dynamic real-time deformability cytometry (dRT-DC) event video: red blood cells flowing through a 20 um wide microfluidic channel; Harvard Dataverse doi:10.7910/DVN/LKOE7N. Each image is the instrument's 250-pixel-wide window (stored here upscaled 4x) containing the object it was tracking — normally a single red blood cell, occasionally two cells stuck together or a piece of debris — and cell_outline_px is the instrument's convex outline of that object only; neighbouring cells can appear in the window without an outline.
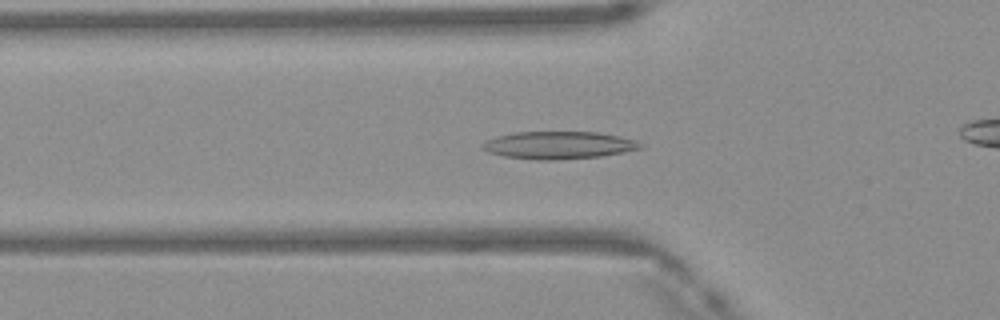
{"species": "Egyptian fruit bat (a non-hibernating species)", "species_latin": "Rousettus aegyptiacus", "temperature_condition": "warm", "stored_images_in_passage": 49, "camera_frame_rate_fps": 3000, "um_per_image_px": 0.085, "frame": {"image": 1, "passage_image": 16, "time_ms": 5.0, "image_size_px": [1000, 320], "cell_outline_px": [[644, 148], [624, 152], [600, 156], [556, 160], [540, 160], [504, 156], [488, 152], [484, 148], [484, 144], [488, 140], [496, 136], [516, 132], [600, 132], [636, 140], [644, 144]], "centroid_in_image_um": [47.56, 12.34], "position_along_channel_um": 78.2, "area_um2": 25.2}}
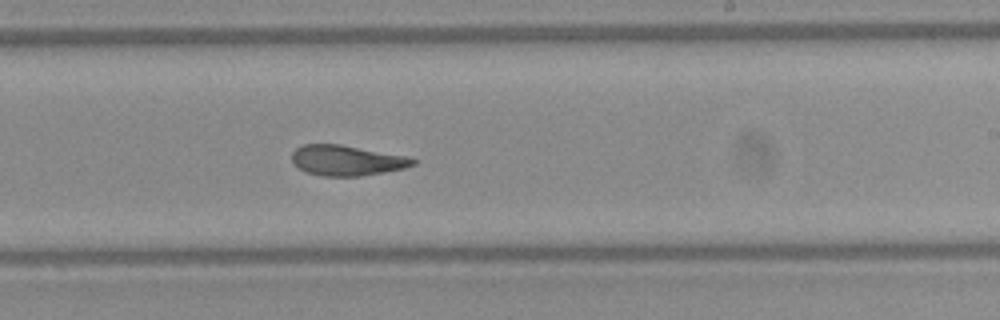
{"frame": {"image": 2, "passage_image": 29, "time_ms": 9.333, "image_size_px": [1000, 320], "cell_outline_px": [[416, 164], [404, 168], [384, 172], [360, 176], [324, 176], [308, 172], [292, 164], [292, 152], [296, 148], [304, 144], [340, 144], [408, 156], [416, 160]], "centroid_in_image_um": [29.48, 13.63], "position_along_channel_um": 259.5, "area_um2": 21.39}}
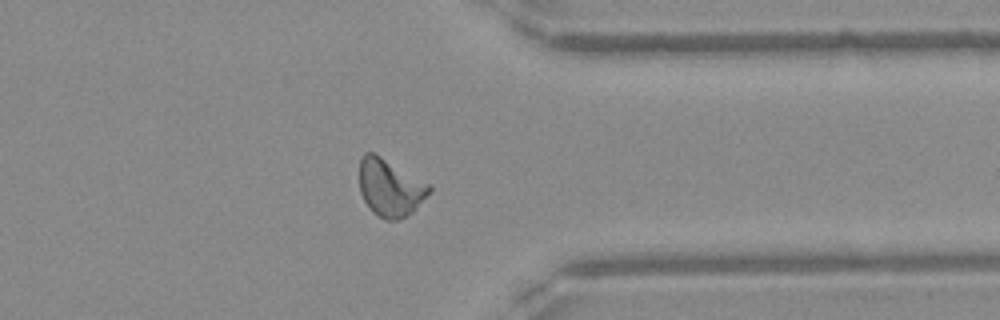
{"frame": {"image": 3, "passage_image": 38, "time_ms": 12.333, "image_size_px": [1000, 320], "cell_outline_px": [[432, 188], [416, 208], [412, 212], [400, 220], [384, 220], [376, 216], [372, 212], [364, 200], [360, 192], [360, 156], [364, 152], [372, 152], [380, 156], [432, 184]], "centroid_in_image_um": [33.15, 15.96], "position_along_channel_um": 378.2, "area_um2": 23.47}, "authors_computed_cell_mechanics": {"area_um2": 22.6576, "velocity_mm_per_s": 4.1635, "shape_relaxation_time_tau1_ms": null, "shape_relaxation_time_tau2_ms": 2.4833, "deformation_change_tau1": null, "deformation_change_tau2": 0.1012}}